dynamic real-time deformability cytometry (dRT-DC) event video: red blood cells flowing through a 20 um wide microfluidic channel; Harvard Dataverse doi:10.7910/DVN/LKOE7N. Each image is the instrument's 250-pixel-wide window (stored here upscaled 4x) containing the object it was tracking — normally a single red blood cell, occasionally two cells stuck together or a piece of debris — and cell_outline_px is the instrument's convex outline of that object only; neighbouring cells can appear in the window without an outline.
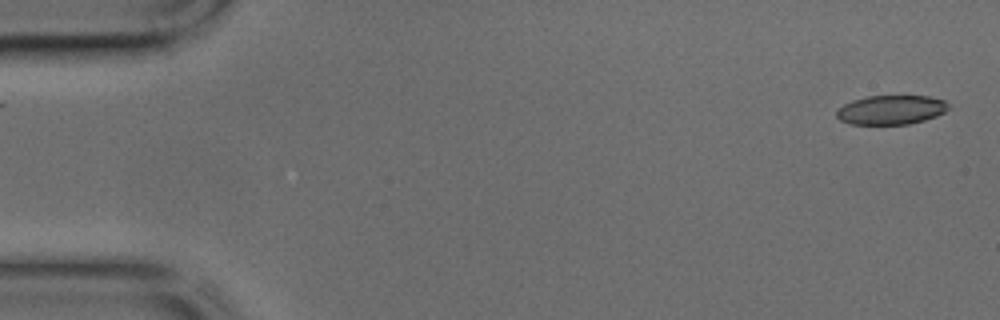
{"species": "common noctule bat (a hibernating species)", "species_latin": "Nyctalus noctula", "temperature_condition": "cold", "stored_images_in_passage": 40, "camera_frame_rate_fps": 3000, "um_per_image_px": 0.085, "animal": {"sex": "male", "body_mass_g": 17.9, "forearm_length_mm": 54.2}, "frame": {"image": 1, "passage_image": 1, "time_ms": 0.0, "image_size_px": [1000, 320], "cell_outline_px": [[948, 108], [944, 112], [936, 116], [924, 120], [908, 124], [852, 124], [840, 120], [836, 116], [836, 112], [844, 104], [852, 100], [868, 96], [928, 96], [944, 100], [948, 104]], "centroid_in_image_um": [75.74, 9.33], "position_along_channel_um": 9.3, "area_um2": 18.9}}
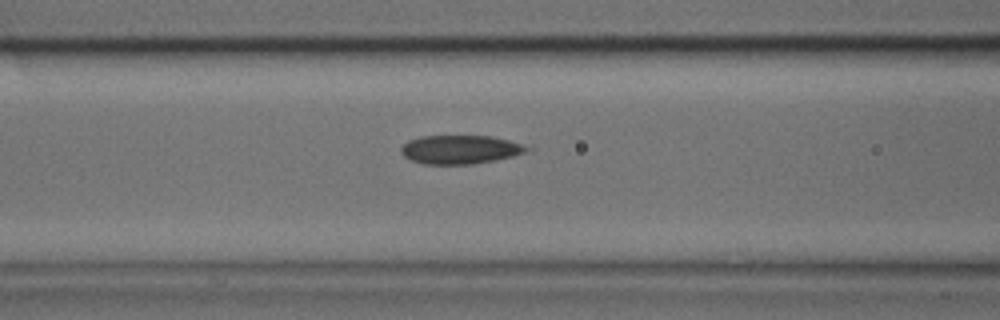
{"frame": {"image": 2, "passage_image": 17, "time_ms": 5.333, "image_size_px": [1000, 320], "cell_outline_px": [[536, 148], [512, 156], [496, 160], [476, 164], [424, 164], [408, 160], [400, 152], [400, 148], [408, 140], [420, 136], [492, 136], [532, 144]], "centroid_in_image_um": [39.21, 12.7], "position_along_channel_um": 127.4, "area_um2": 21.68}}
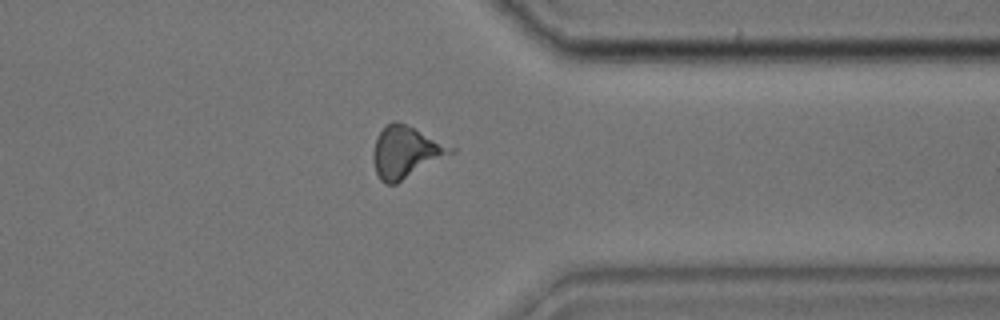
{"frame": {"image": 3, "passage_image": 34, "time_ms": 11.0, "image_size_px": [1000, 320], "cell_outline_px": [[456, 152], [396, 184], [384, 184], [380, 180], [376, 172], [372, 160], [372, 152], [376, 136], [392, 120], [396, 120], [456, 148]], "centroid_in_image_um": [34.48, 12.95], "position_along_channel_um": 376.9, "area_um2": 23.41}}